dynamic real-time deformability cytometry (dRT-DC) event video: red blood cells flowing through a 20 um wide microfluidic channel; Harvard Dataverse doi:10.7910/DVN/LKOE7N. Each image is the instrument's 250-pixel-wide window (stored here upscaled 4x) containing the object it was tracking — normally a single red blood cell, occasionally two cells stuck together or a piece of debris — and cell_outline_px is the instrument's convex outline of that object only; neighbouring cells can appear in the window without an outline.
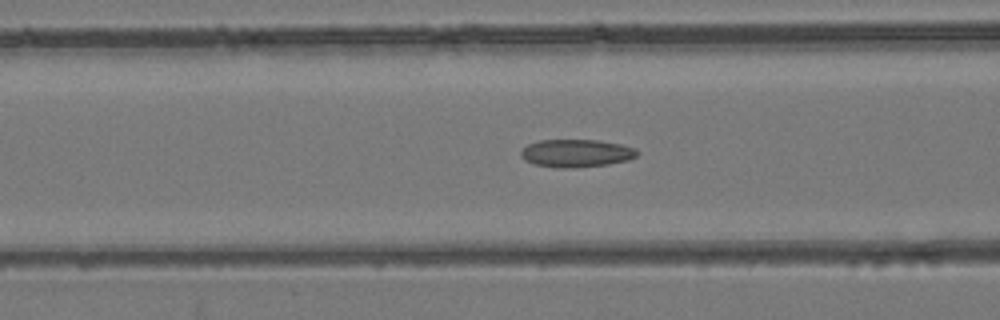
{"species": "common noctule bat (a hibernating species)", "species_latin": "Nyctalus noctula", "temperature_condition": "room temperature", "stored_images_in_passage": 48, "camera_frame_rate_fps": 3000, "um_per_image_px": 0.085, "animal": {"sex": "female", "body_mass_g": 24.6, "forearm_length_mm": 56.2}, "frame": {"image": 1, "passage_image": 19, "time_ms": 6.0, "image_size_px": [1000, 320], "cell_outline_px": [[640, 152], [636, 156], [628, 160], [608, 164], [564, 168], [556, 168], [536, 164], [524, 160], [520, 156], [520, 152], [528, 144], [540, 140], [596, 140], [620, 144], [636, 148]], "centroid_in_image_um": [48.98, 13.02], "position_along_channel_um": 117.6, "area_um2": 18.73}}
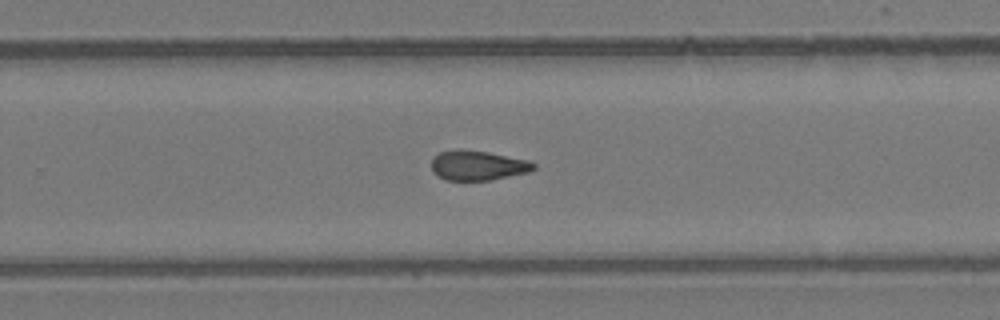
{"frame": {"image": 2, "passage_image": 31, "time_ms": 10.0, "image_size_px": [1000, 320], "cell_outline_px": [[536, 168], [532, 172], [492, 180], [444, 180], [436, 176], [432, 172], [432, 156], [440, 152], [456, 148], [460, 148], [488, 152], [528, 160], [536, 164]], "centroid_in_image_um": [40.6, 14.06], "position_along_channel_um": 289.2, "area_um2": 18.21}}
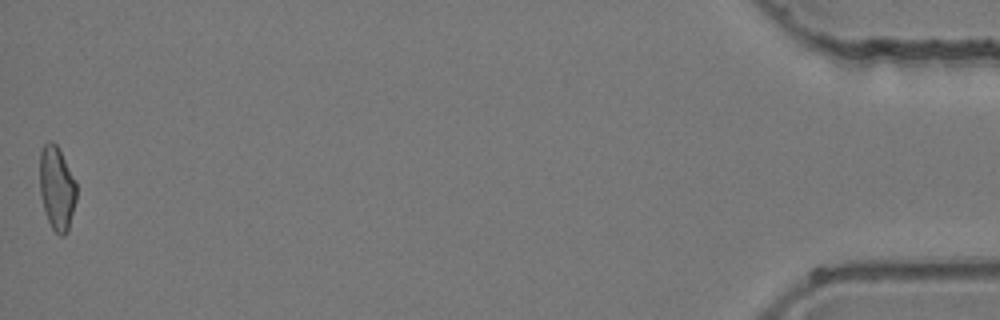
{"frame": {"image": 3, "passage_image": 48, "time_ms": 15.667, "image_size_px": [1000, 320], "cell_outline_px": [[76, 200], [68, 232], [64, 236], [60, 236], [52, 228], [48, 220], [44, 208], [40, 192], [40, 152], [44, 144], [48, 140], [52, 140], [56, 144], [76, 180]], "centroid_in_image_um": [4.84, 15.99], "position_along_channel_um": 430.4, "area_um2": 17.98}}